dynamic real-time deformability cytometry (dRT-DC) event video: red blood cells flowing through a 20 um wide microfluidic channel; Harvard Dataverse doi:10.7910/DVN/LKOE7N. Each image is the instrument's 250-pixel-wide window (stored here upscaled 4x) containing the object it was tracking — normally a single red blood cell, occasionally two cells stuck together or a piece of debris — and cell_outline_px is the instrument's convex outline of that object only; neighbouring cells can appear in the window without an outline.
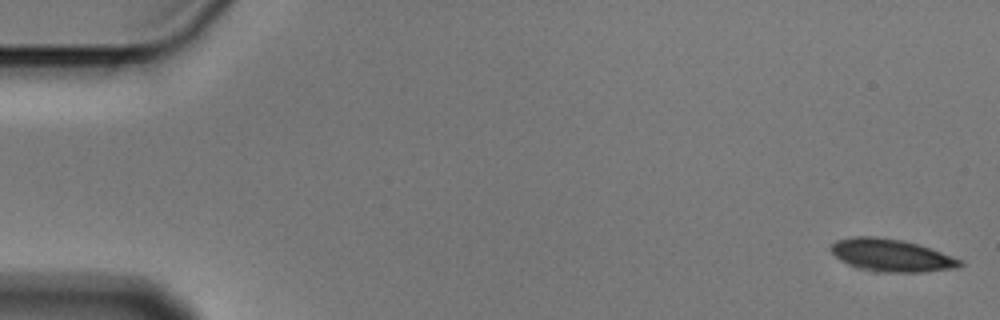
{"species": "Egyptian fruit bat (a non-hibernating species)", "species_latin": "Rousettus aegyptiacus", "temperature_condition": "cold", "stored_images_in_passage": 5, "camera_frame_rate_fps": 3000, "um_per_image_px": 0.085, "animal": {"sex": "male"}, "frame": {"image": 1, "passage_image": 1, "time_ms": 0.0, "image_size_px": [1000, 320], "cell_outline_px": [[964, 264], [960, 268], [924, 272], [884, 272], [860, 268], [848, 264], [840, 260], [828, 248], [836, 240], [852, 236], [876, 236], [900, 240], [916, 244], [964, 260]], "centroid_in_image_um": [75.78, 21.7], "position_along_channel_um": 9.2, "area_um2": 24.39}}
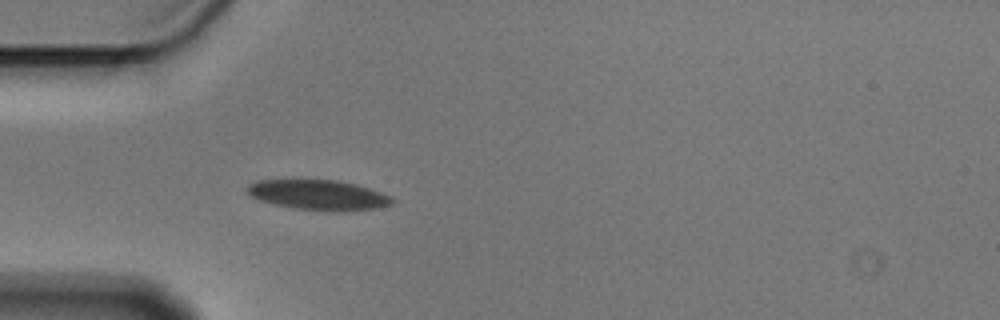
{"frame": {"image": 2, "passage_image": 5, "time_ms": 1.333, "image_size_px": [1000, 320], "cell_outline_px": [[396, 200], [392, 204], [376, 208], [344, 212], [332, 212], [292, 208], [272, 204], [248, 196], [244, 188], [248, 184], [256, 180], [336, 180], [356, 184], [392, 196]], "centroid_in_image_um": [27.03, 16.58], "position_along_channel_um": 58.0, "area_um2": 25.89}}